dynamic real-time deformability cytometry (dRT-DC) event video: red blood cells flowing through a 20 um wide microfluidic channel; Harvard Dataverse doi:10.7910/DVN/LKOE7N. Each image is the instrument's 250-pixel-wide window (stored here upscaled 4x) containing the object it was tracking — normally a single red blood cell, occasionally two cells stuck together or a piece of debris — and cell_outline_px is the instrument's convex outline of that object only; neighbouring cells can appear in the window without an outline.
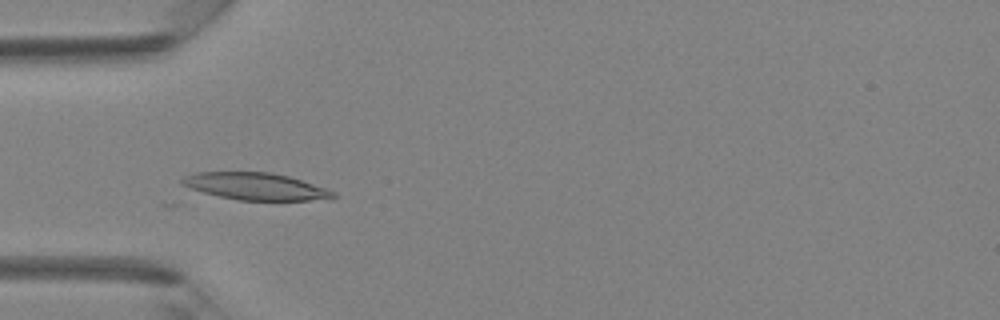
{"species": "Egyptian fruit bat (a non-hibernating species)", "species_latin": "Rousettus aegyptiacus", "temperature_condition": "room temperature", "stored_images_in_passage": 42, "camera_frame_rate_fps": 3000, "um_per_image_px": 0.085, "animal": {"sex": "female"}, "frame": {"image": 1, "passage_image": 13, "time_ms": 4.0, "image_size_px": [1000, 320], "cell_outline_px": [[340, 196], [332, 200], [236, 200], [204, 192], [180, 184], [180, 180], [184, 176], [196, 172], [272, 172], [288, 176], [328, 188], [336, 192]], "centroid_in_image_um": [21.83, 15.85], "position_along_channel_um": 63.2, "area_um2": 24.1}}
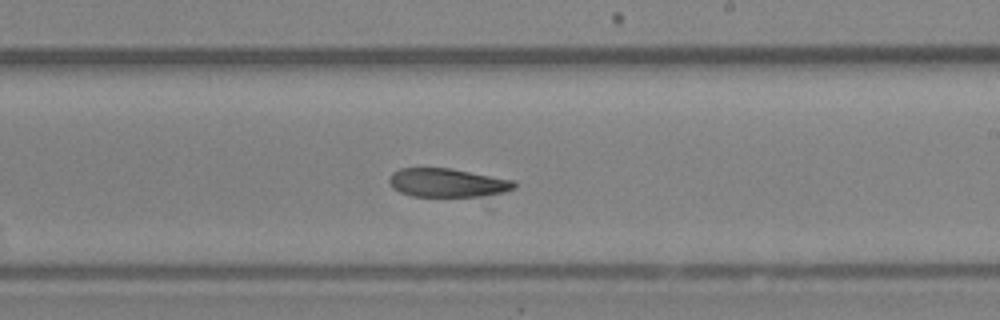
{"frame": {"image": 2, "passage_image": 25, "time_ms": 8.0, "image_size_px": [1000, 320], "cell_outline_px": [[516, 188], [504, 192], [480, 196], [412, 196], [400, 192], [392, 188], [388, 180], [388, 176], [392, 172], [400, 168], [448, 168], [516, 180]], "centroid_in_image_um": [38.01, 15.53], "position_along_channel_um": 251.0, "area_um2": 20.92}}
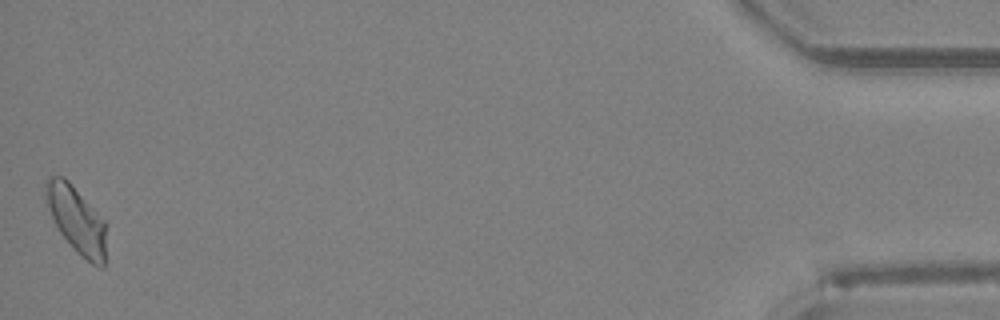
{"frame": {"image": 3, "passage_image": 42, "time_ms": 13.667, "image_size_px": [1000, 320], "cell_outline_px": [[104, 268], [100, 268], [92, 264], [80, 256], [76, 252], [60, 232], [52, 216], [44, 192], [44, 184], [48, 176], [64, 176], [68, 180], [104, 220]], "centroid_in_image_um": [6.48, 18.67], "position_along_channel_um": 428.7, "area_um2": 23.0}}